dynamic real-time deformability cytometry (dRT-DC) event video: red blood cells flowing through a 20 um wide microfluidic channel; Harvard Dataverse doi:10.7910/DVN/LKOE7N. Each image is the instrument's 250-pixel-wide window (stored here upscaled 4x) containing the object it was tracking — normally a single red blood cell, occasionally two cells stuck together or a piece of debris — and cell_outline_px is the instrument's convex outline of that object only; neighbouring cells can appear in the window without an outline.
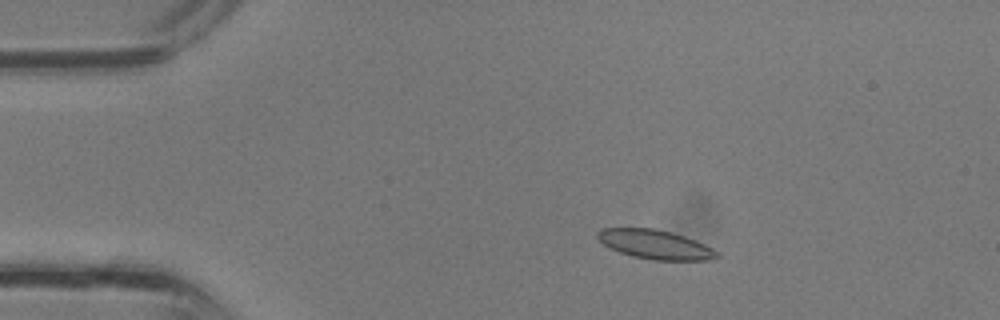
{"species": "common noctule bat (a hibernating species)", "species_latin": "Nyctalus noctula", "temperature_condition": "room temperature", "stored_images_in_passage": 37, "camera_frame_rate_fps": 3000, "um_per_image_px": 0.085, "animal": {"sex": "male", "body_mass_g": 13.3}, "frame": {"image": 1, "passage_image": 6, "time_ms": 1.667, "image_size_px": [1000, 320], "cell_outline_px": [[720, 256], [708, 260], [652, 260], [632, 256], [620, 252], [604, 244], [596, 236], [596, 232], [600, 228], [652, 228], [684, 236], [696, 240], [720, 252]], "centroid_in_image_um": [55.7, 20.78], "position_along_channel_um": 29.3, "area_um2": 20.17}}
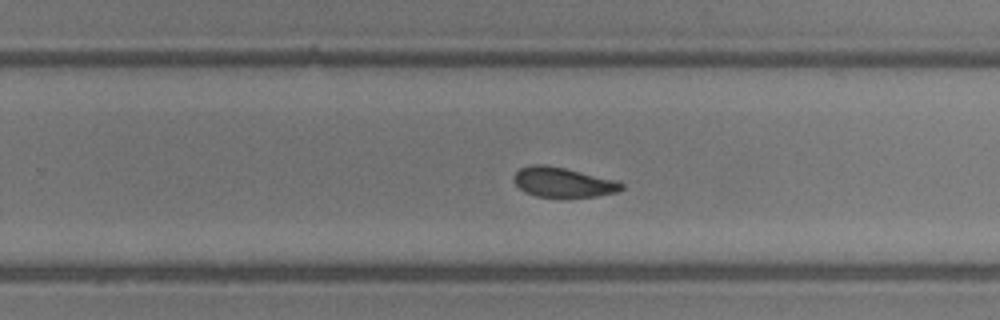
{"frame": {"image": 2, "passage_image": 23, "time_ms": 7.333, "image_size_px": [1000, 320], "cell_outline_px": [[624, 188], [616, 192], [596, 196], [564, 200], [536, 196], [524, 192], [512, 180], [512, 176], [520, 168], [532, 164], [544, 164], [564, 168], [612, 180], [624, 184]], "centroid_in_image_um": [47.79, 15.54], "position_along_channel_um": 282.0, "area_um2": 19.13}}
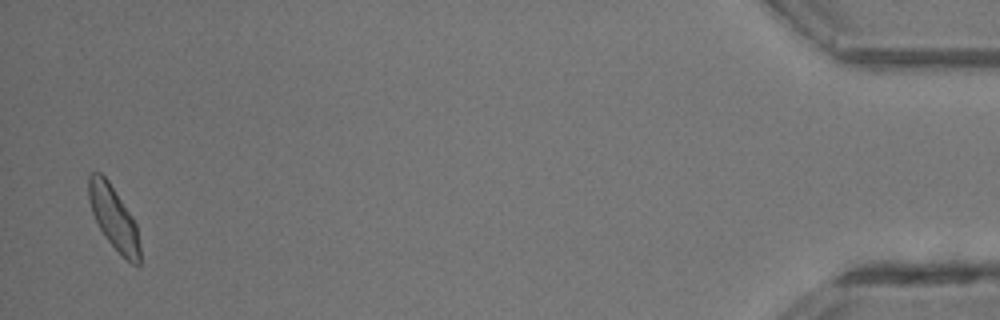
{"frame": {"image": 3, "passage_image": 36, "time_ms": 11.667, "image_size_px": [1000, 320], "cell_outline_px": [[140, 264], [132, 264], [104, 236], [92, 212], [88, 200], [88, 176], [92, 172], [100, 172], [108, 180], [132, 216], [136, 224], [140, 248]], "centroid_in_image_um": [9.65, 18.47], "position_along_channel_um": 425.6, "area_um2": 18.55}}